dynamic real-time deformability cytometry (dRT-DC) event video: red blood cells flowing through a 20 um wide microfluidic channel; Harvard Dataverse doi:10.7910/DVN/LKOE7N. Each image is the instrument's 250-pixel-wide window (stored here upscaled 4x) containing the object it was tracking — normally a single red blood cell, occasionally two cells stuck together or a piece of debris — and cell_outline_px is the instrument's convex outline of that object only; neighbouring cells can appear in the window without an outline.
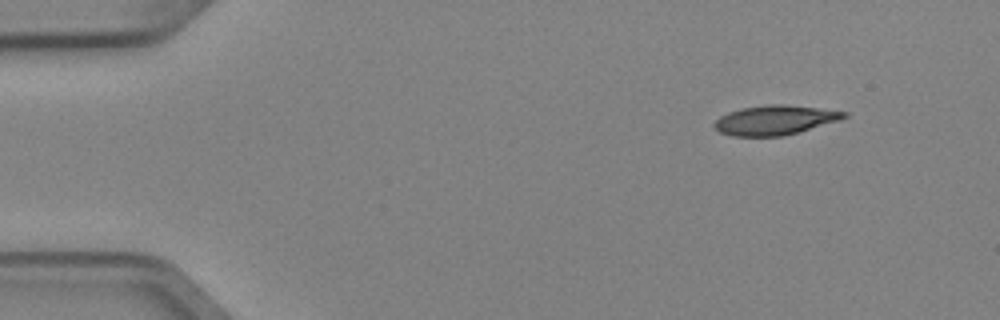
{"species": "Egyptian fruit bat (a non-hibernating species)", "species_latin": "Rousettus aegyptiacus", "temperature_condition": "cold", "stored_images_in_passage": 2, "camera_frame_rate_fps": 3000, "um_per_image_px": 0.085, "animal": {"sex": "female"}, "frame": {"image": 1, "passage_image": 2, "time_ms": 0.333, "image_size_px": [1000, 320], "cell_outline_px": [[848, 116], [840, 120], [800, 132], [780, 136], [732, 136], [720, 132], [712, 128], [712, 124], [720, 116], [728, 112], [740, 108], [764, 104], [784, 104], [848, 112]], "centroid_in_image_um": [65.83, 10.21], "position_along_channel_um": 19.2, "area_um2": 22.48}}